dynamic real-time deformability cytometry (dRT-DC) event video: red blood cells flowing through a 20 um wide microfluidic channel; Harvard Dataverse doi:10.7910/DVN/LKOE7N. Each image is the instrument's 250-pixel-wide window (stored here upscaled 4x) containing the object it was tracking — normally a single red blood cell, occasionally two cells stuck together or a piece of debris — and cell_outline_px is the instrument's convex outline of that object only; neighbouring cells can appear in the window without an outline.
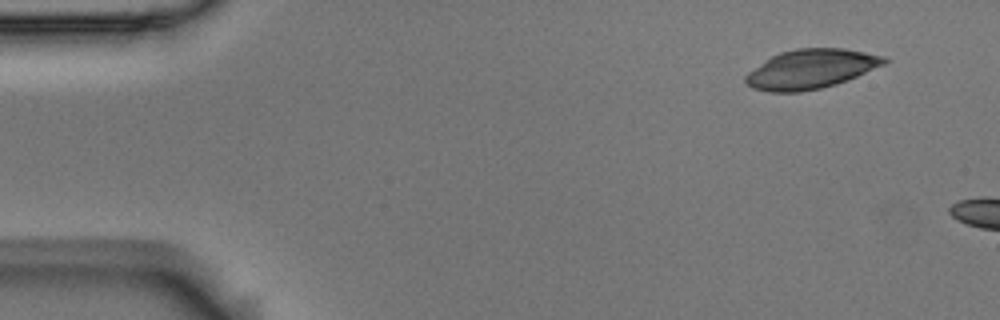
{"species": "Egyptian fruit bat (a non-hibernating species)", "species_latin": "Rousettus aegyptiacus", "temperature_condition": "room temperature", "stored_images_in_passage": 3, "camera_frame_rate_fps": 3000, "um_per_image_px": 0.085, "animal": {"sex": "male"}, "frame": {"image": 1, "passage_image": 1, "time_ms": 0.0, "image_size_px": [1000, 320], "cell_outline_px": [[888, 60], [884, 64], [848, 80], [836, 84], [820, 88], [800, 92], [768, 92], [752, 88], [744, 80], [744, 76], [748, 72], [772, 56], [780, 52], [796, 48], [844, 48], [884, 56]], "centroid_in_image_um": [68.91, 5.87], "position_along_channel_um": 16.1, "area_um2": 31.62}}